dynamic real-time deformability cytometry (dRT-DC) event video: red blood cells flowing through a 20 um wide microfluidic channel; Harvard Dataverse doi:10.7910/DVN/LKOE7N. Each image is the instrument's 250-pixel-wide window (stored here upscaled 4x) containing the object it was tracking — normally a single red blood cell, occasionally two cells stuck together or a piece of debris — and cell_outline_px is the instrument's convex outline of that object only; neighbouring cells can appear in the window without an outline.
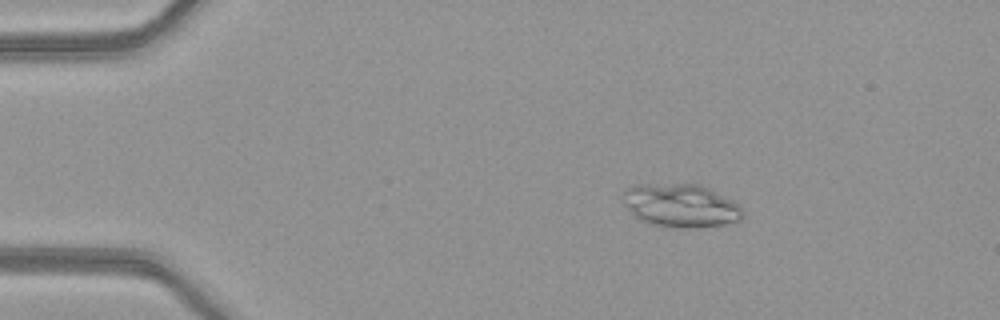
{"species": "common noctule bat (a hibernating species)", "species_latin": "Nyctalus noctula", "temperature_condition": "warm", "stored_images_in_passage": 50, "camera_frame_rate_fps": 3000, "um_per_image_px": 0.085, "animal": {"sex": "female", "body_mass_g": 21.9}, "frame": {"image": 1, "passage_image": 9, "time_ms": 2.667, "image_size_px": [1000, 320], "cell_outline_px": [[744, 216], [740, 220], [724, 224], [680, 228], [648, 224], [640, 220], [624, 204], [624, 188], [636, 184], [700, 184], [740, 204], [744, 212]], "centroid_in_image_um": [57.87, 17.46], "position_along_channel_um": 27.1, "area_um2": 30.11}}